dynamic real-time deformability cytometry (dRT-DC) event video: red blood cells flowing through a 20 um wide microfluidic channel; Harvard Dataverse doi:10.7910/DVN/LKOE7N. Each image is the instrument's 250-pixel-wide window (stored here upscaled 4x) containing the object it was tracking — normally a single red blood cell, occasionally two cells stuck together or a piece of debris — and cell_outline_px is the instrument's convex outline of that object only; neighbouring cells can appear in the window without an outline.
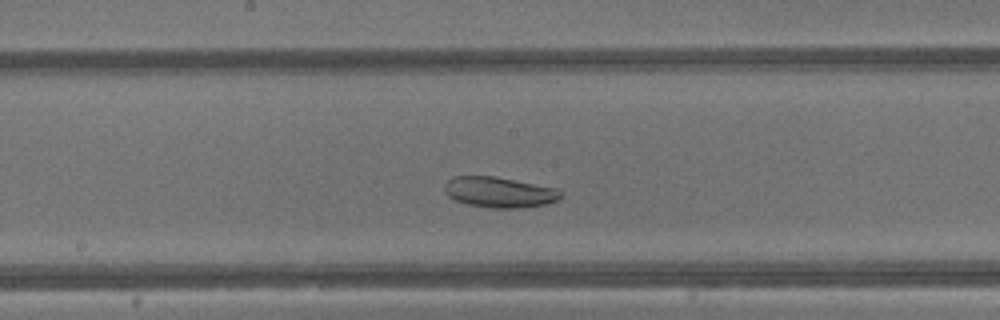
{"species": "common noctule bat (a hibernating species)", "species_latin": "Nyctalus noctula", "temperature_condition": "warm", "stored_images_in_passage": 38, "camera_frame_rate_fps": 3000, "um_per_image_px": 0.085, "animal": {"sex": "male", "body_mass_g": 13.3}, "frame": {"image": 1, "passage_image": 18, "time_ms": 5.667, "image_size_px": [1000, 320], "cell_outline_px": [[564, 196], [556, 200], [544, 204], [520, 208], [492, 208], [464, 204], [448, 196], [444, 188], [444, 184], [452, 176], [496, 176], [560, 188], [564, 192]], "centroid_in_image_um": [42.48, 16.33], "position_along_channel_um": 205.7, "area_um2": 21.1}}
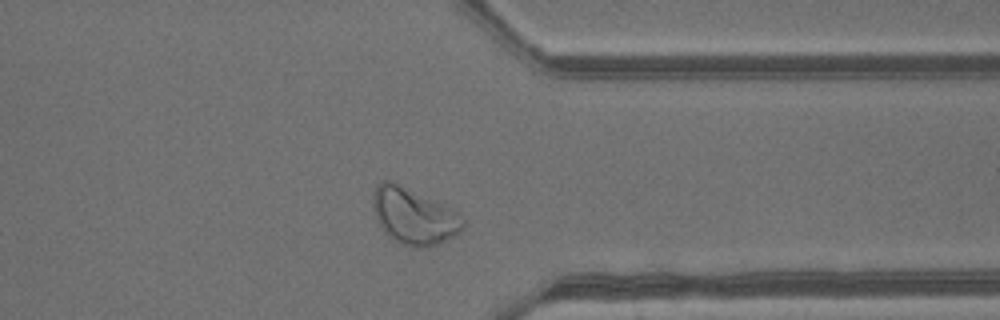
{"frame": {"image": 2, "passage_image": 29, "time_ms": 9.333, "image_size_px": [1000, 320], "cell_outline_px": [[464, 228], [460, 232], [436, 244], [424, 248], [416, 248], [400, 244], [384, 232], [376, 216], [372, 204], [372, 196], [376, 184], [384, 180], [388, 180], [444, 204], [452, 208], [464, 220]], "centroid_in_image_um": [35.16, 18.38], "position_along_channel_um": 376.2, "area_um2": 29.19}}
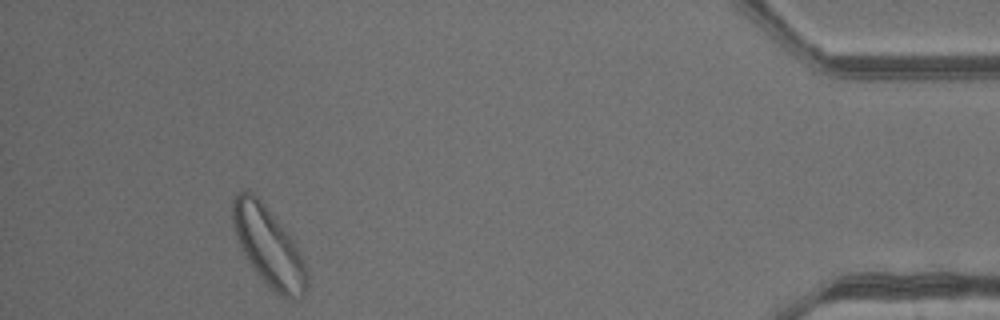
{"frame": {"image": 3, "passage_image": 35, "time_ms": 11.333, "image_size_px": [1000, 320], "cell_outline_px": [[308, 288], [304, 296], [300, 300], [292, 300], [280, 296], [256, 272], [240, 248], [236, 236], [232, 220], [232, 200], [240, 188], [252, 192], [264, 204], [292, 236], [304, 264], [308, 276]], "centroid_in_image_um": [22.84, 20.95], "position_along_channel_um": 412.4, "area_um2": 34.28}}